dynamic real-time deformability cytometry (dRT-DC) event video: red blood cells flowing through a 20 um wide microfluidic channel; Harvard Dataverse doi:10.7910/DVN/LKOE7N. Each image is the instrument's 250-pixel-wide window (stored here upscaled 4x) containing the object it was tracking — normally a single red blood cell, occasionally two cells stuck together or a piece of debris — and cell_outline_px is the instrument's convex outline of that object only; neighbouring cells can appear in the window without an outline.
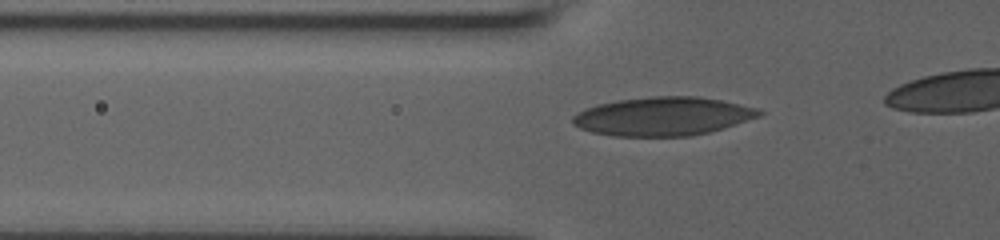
{"species": "human", "species_latin": "Homo sapiens", "temperature_condition": "room temperature", "stored_images_in_passage": 39, "camera_frame_rate_fps": 3000, "um_per_image_px": 0.085, "donor": {"sex": "male"}, "frame": {"image": 1, "passage_image": 4, "time_ms": 1.0, "image_size_px": [1000, 240], "cell_outline_px": [[764, 112], [760, 116], [724, 128], [708, 132], [688, 136], [612, 136], [592, 132], [580, 128], [572, 124], [572, 116], [584, 108], [596, 104], [616, 100], [652, 96], [696, 96], [720, 100], [760, 108]], "centroid_in_image_um": [56.33, 9.88], "position_along_channel_um": 69.5, "area_um2": 42.14}}
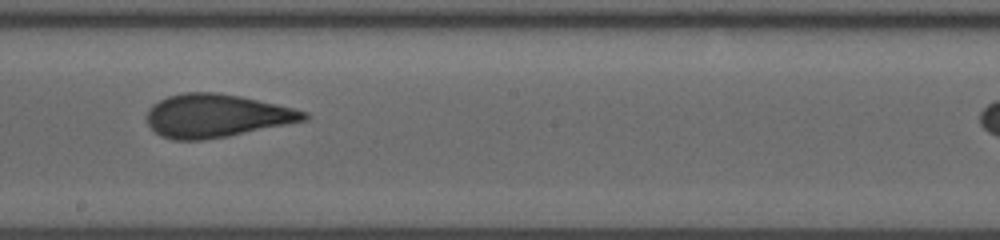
{"frame": {"image": 2, "passage_image": 20, "time_ms": 5.333, "image_size_px": [1000, 240], "cell_outline_px": [[312, 116], [308, 120], [228, 136], [204, 140], [176, 140], [160, 136], [148, 124], [144, 116], [148, 108], [152, 104], [168, 96], [184, 92], [216, 92], [240, 96], [276, 104], [308, 112]], "centroid_in_image_um": [18.38, 9.84], "position_along_channel_um": 229.8, "area_um2": 39.77}}
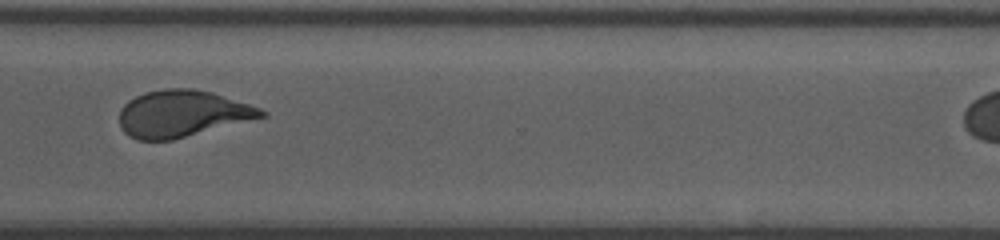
{"frame": {"image": 3, "passage_image": 38, "time_ms": 8.667, "image_size_px": [1000, 240], "cell_outline_px": [[268, 116], [172, 140], [140, 140], [128, 136], [120, 128], [120, 108], [128, 100], [144, 92], [164, 88], [192, 88], [212, 92], [260, 108], [268, 112]], "centroid_in_image_um": [15.47, 9.66], "position_along_channel_um": 355.1, "area_um2": 38.78}}